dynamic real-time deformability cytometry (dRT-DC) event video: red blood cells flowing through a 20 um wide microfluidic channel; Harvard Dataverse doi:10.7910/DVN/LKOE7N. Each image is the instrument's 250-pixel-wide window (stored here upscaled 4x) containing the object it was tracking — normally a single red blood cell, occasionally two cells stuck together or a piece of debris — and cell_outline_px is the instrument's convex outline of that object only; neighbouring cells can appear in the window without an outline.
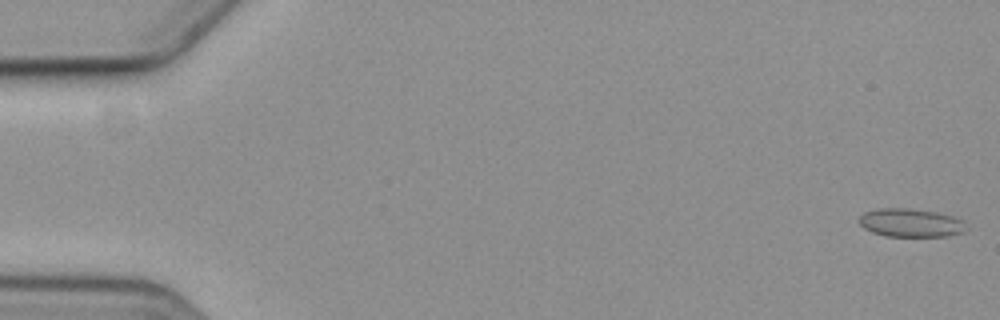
{"species": "common noctule bat (a hibernating species)", "species_latin": "Nyctalus noctula", "temperature_condition": "cold", "stored_images_in_passage": 3, "camera_frame_rate_fps": 3000, "um_per_image_px": 0.085, "animal": {"sex": "female", "body_mass_g": 19.3, "forearm_length_mm": 54.1}, "frame": {"image": 1, "passage_image": 1, "time_ms": 0.0, "image_size_px": [1000, 320], "cell_outline_px": [[968, 228], [964, 232], [948, 236], [884, 236], [872, 232], [864, 228], [860, 224], [860, 216], [864, 212], [880, 208], [908, 208], [936, 212], [952, 216], [964, 220]], "centroid_in_image_um": [77.44, 18.94], "position_along_channel_um": 7.6, "area_um2": 17.8}}